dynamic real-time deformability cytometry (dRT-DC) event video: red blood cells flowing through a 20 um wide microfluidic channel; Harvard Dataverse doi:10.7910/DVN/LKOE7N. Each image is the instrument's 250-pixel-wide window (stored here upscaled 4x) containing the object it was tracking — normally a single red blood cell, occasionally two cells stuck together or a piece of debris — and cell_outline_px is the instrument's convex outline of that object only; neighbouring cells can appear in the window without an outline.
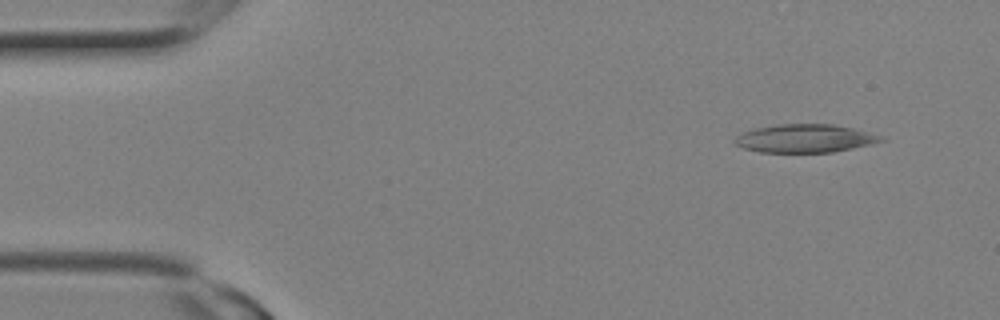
{"species": "Egyptian fruit bat (a non-hibernating species)", "species_latin": "Rousettus aegyptiacus", "temperature_condition": "room temperature", "stored_images_in_passage": 13, "camera_frame_rate_fps": 3000, "um_per_image_px": 0.085, "animal": {"sex": "female"}, "frame": {"image": 1, "passage_image": 1, "time_ms": 0.0, "image_size_px": [1000, 320], "cell_outline_px": [[888, 140], [872, 144], [832, 152], [760, 152], [744, 148], [736, 144], [732, 140], [736, 136], [744, 132], [756, 128], [776, 124], [832, 124], [852, 128], [884, 136]], "centroid_in_image_um": [68.45, 11.76], "position_along_channel_um": 16.6, "area_um2": 24.04}}
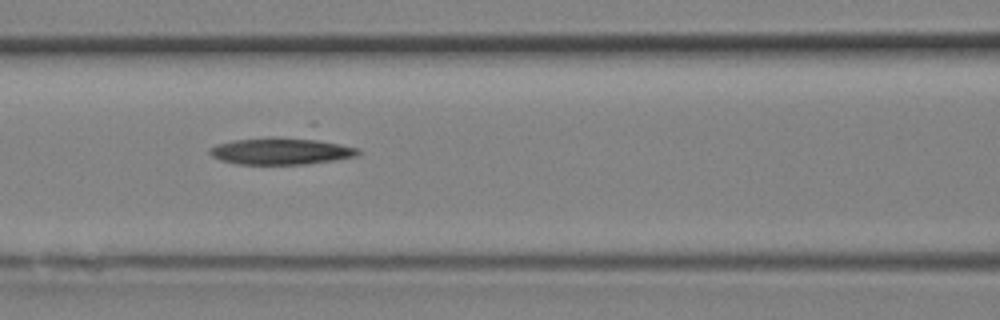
{"frame": {"image": 2, "passage_image": 9, "time_ms": 2.667, "image_size_px": [1000, 320], "cell_outline_px": [[360, 152], [356, 156], [336, 160], [304, 164], [236, 164], [220, 160], [212, 156], [208, 152], [208, 148], [216, 144], [232, 140], [272, 136], [308, 136], [360, 148]], "centroid_in_image_um": [23.92, 12.8], "position_along_channel_um": 142.7, "area_um2": 24.16}}
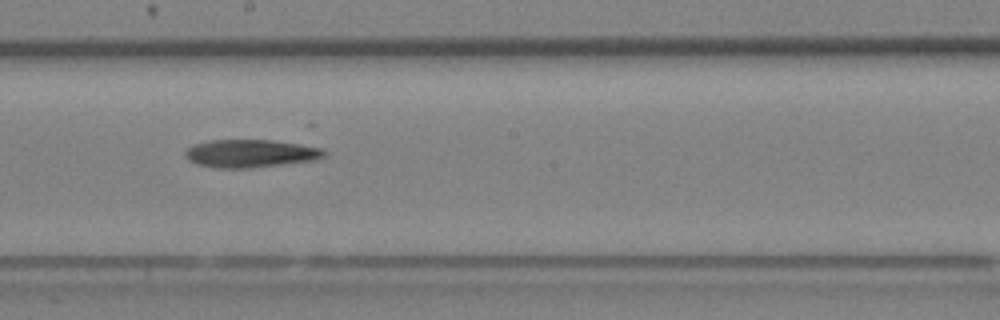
{"frame": {"image": 3, "passage_image": 12, "time_ms": 3.667, "image_size_px": [1000, 320], "cell_outline_px": [[328, 152], [320, 160], [252, 168], [216, 168], [196, 164], [188, 160], [184, 156], [184, 152], [192, 144], [208, 140], [272, 140], [300, 144], [320, 148]], "centroid_in_image_um": [21.29, 13.05], "position_along_channel_um": 226.9, "area_um2": 23.0}}